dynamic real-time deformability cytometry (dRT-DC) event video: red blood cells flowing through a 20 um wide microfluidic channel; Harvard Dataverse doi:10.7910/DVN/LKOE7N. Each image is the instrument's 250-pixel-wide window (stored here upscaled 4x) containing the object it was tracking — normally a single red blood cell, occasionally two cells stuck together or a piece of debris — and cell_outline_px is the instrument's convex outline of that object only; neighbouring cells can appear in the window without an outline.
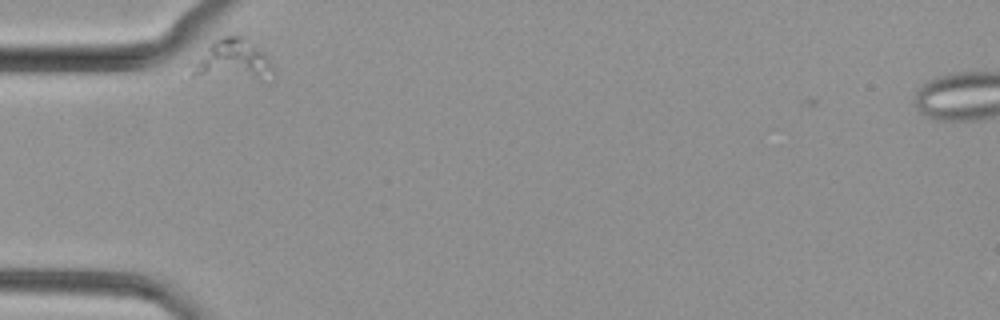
{"species": "common noctule bat (a hibernating species)", "species_latin": "Nyctalus noctula", "temperature_condition": "cold", "stored_images_in_passage": 32, "camera_frame_rate_fps": 3000, "um_per_image_px": 0.085, "animal": {"sex": "female", "body_mass_g": 29.2, "forearm_length_mm": 56.3}, "frame": {"image": 1, "passage_image": 1, "time_ms": 0.0, "image_size_px": [1000, 320], "cell_outline_px": [[276, 72], [272, 84], [264, 84], [192, 76], [184, 64], [184, 60], [212, 40], [220, 36], [232, 32], [240, 32], [248, 36], [272, 64]], "centroid_in_image_um": [19.69, 5.16], "position_along_channel_um": 65.3, "area_um2": 23.06}}
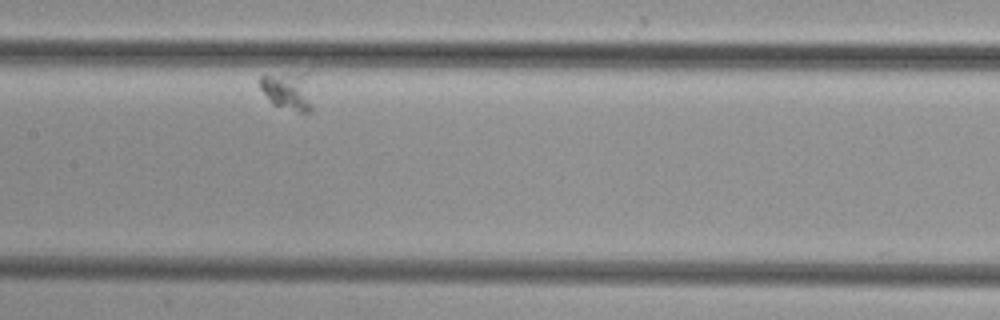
{"frame": {"image": 2, "passage_image": 14, "time_ms": 4.333, "image_size_px": [1000, 320], "cell_outline_px": [[312, 108], [308, 112], [300, 112], [272, 104], [260, 88], [260, 76], [308, 68]], "centroid_in_image_um": [24.52, 7.63], "position_along_channel_um": 182.9, "area_um2": 12.31}}
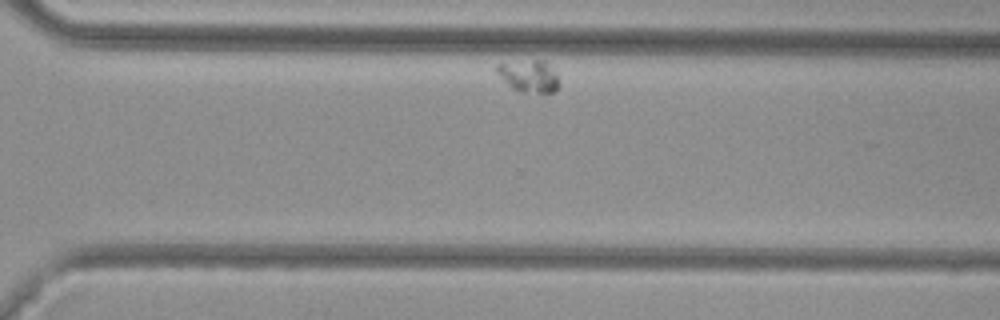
{"frame": {"image": 3, "passage_image": 28, "time_ms": 9.0, "image_size_px": [1000, 320], "cell_outline_px": [[560, 84], [556, 92], [520, 92], [512, 88], [496, 72], [496, 64], [536, 60], [544, 60], [556, 76]], "centroid_in_image_um": [44.96, 6.49], "position_along_channel_um": 325.6, "area_um2": 11.33}}